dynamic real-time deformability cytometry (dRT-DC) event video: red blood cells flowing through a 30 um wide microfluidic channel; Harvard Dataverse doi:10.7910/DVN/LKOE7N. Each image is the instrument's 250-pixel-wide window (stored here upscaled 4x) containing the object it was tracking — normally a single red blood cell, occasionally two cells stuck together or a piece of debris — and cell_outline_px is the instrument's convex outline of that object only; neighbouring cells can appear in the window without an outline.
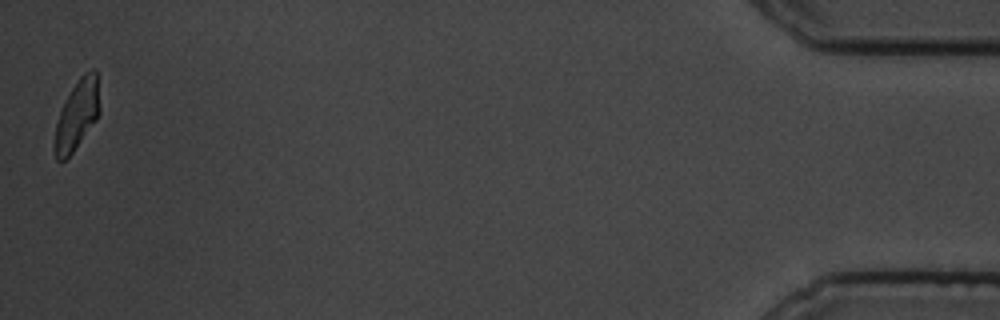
{"species": "common noctule bat (a hibernating species)", "species_latin": "Nyctalus noctula", "temperature_condition": "cold", "stored_images_in_passage": 17, "camera_frame_rate_fps": 3000, "um_per_image_px": 0.085, "animal": {"sex": "male", "body_mass_g": 19.5, "forearm_length_mm": 54.6}, "frame": {"image": 1, "passage_image": 17, "time_ms": 20.333, "image_size_px": [1000, 320], "cell_outline_px": [[100, 112], [96, 120], [72, 152], [64, 160], [56, 160], [52, 148], [56, 124], [60, 112], [72, 88], [80, 76], [84, 72], [92, 68], [96, 68], [100, 108]], "centroid_in_image_um": [6.54, 9.76], "position_along_channel_um": 428.7, "area_um2": 18.21}, "authors_computed_cell_mechanics": {"area_um2": 20.519, "velocity_mm_per_s": 3.391, "shape_relaxation_time_tau1_ms": 1.9563, "shape_relaxation_time_tau2_ms": 2.7108, "deformation_change_tau1": 0.0851, "deformation_change_tau2": 0.0896}}